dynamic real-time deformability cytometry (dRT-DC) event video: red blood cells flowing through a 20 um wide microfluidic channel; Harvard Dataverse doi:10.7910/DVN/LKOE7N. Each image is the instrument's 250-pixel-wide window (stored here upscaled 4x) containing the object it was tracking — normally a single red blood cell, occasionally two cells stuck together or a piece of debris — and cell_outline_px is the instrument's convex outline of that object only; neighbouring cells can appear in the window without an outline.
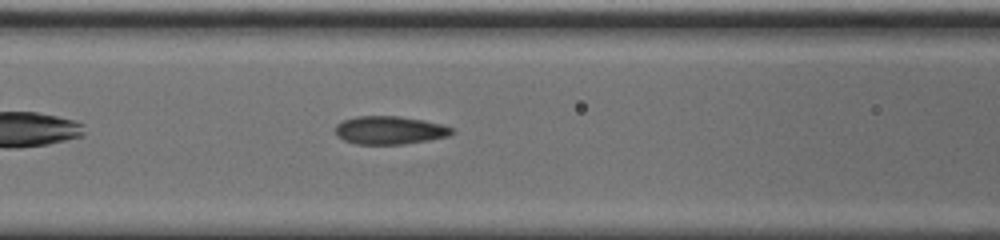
{"species": "common noctule bat (a hibernating species)", "species_latin": "Nyctalus noctula", "temperature_condition": "cold", "stored_images_in_passage": 19, "camera_frame_rate_fps": 3000, "um_per_image_px": 0.085, "animal": {"sex": "male", "body_mass_g": 20.0, "forearm_length_mm": 53.3}, "frame": {"image": 1, "passage_image": 11, "time_ms": 3.333, "image_size_px": [1000, 240], "cell_outline_px": [[456, 132], [448, 136], [428, 140], [404, 144], [356, 144], [344, 140], [336, 136], [336, 124], [344, 120], [356, 116], [400, 116], [424, 120], [440, 124], [452, 128]], "centroid_in_image_um": [33.12, 11.07], "position_along_channel_um": 133.5, "area_um2": 19.13}}